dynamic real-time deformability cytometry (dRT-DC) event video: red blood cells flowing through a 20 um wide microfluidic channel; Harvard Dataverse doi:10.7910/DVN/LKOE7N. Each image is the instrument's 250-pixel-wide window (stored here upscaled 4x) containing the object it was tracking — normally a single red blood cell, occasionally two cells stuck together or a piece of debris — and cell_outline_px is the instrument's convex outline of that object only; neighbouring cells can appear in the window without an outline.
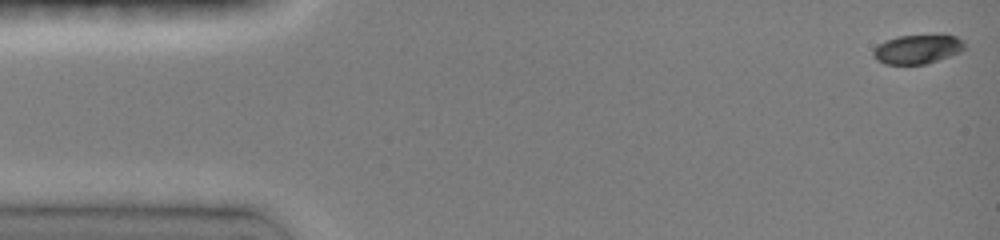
{"species": "common noctule bat (a hibernating species)", "species_latin": "Nyctalus noctula", "temperature_condition": "room temperature", "stored_images_in_passage": 15, "camera_frame_rate_fps": 3000, "um_per_image_px": 0.085, "animal": {"sex": "female", "body_mass_g": 19.0, "forearm_length_mm": 51.5}, "frame": {"image": 1, "passage_image": 1, "time_ms": 0.0, "image_size_px": [1000, 240], "cell_outline_px": [[964, 48], [960, 52], [924, 64], [884, 64], [876, 60], [872, 56], [872, 52], [884, 40], [900, 36], [944, 32], [956, 36], [964, 40]], "centroid_in_image_um": [78.02, 4.13], "position_along_channel_um": 7.0, "area_um2": 15.95}}
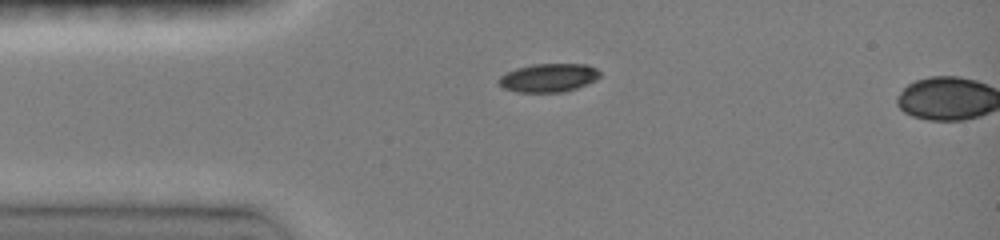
{"frame": {"image": 2, "passage_image": 13, "time_ms": 3.333, "image_size_px": [1000, 240], "cell_outline_px": [[600, 76], [596, 80], [588, 84], [564, 92], [516, 92], [504, 88], [496, 80], [500, 76], [516, 68], [532, 64], [588, 64], [596, 68], [600, 72]], "centroid_in_image_um": [46.64, 6.61], "position_along_channel_um": 38.4, "area_um2": 16.88}}